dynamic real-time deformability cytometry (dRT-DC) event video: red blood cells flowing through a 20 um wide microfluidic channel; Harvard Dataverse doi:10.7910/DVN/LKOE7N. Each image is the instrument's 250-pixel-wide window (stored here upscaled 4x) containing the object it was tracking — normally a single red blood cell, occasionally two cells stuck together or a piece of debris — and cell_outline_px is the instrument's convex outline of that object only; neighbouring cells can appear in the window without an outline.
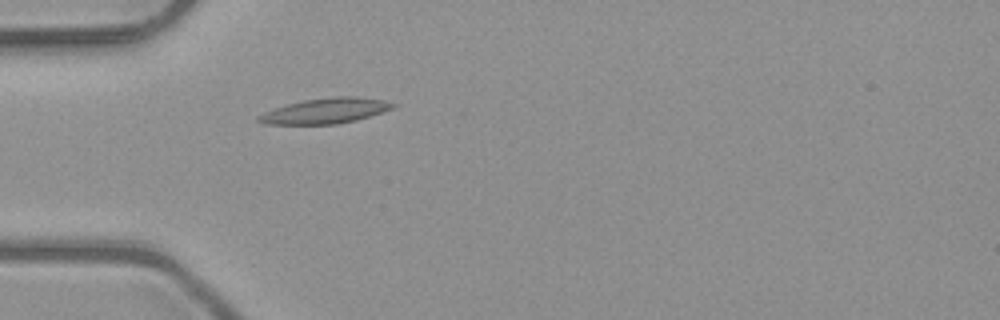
{"species": "common noctule bat (a hibernating species)", "species_latin": "Nyctalus noctula", "temperature_condition": "room temperature", "stored_images_in_passage": 1, "camera_frame_rate_fps": 3000, "um_per_image_px": 0.085, "animal": {"sex": "male", "body_mass_g": 23.1, "forearm_length_mm": 52.7}, "frame": {"image": 1, "passage_image": 1, "time_ms": 0.0, "image_size_px": [1000, 320], "cell_outline_px": [[396, 104], [392, 108], [356, 120], [336, 124], [268, 124], [256, 120], [256, 116], [264, 112], [288, 104], [304, 100], [332, 96], [356, 96], [384, 100]], "centroid_in_image_um": [27.64, 9.41], "position_along_channel_um": 57.4, "area_um2": 19.59}}